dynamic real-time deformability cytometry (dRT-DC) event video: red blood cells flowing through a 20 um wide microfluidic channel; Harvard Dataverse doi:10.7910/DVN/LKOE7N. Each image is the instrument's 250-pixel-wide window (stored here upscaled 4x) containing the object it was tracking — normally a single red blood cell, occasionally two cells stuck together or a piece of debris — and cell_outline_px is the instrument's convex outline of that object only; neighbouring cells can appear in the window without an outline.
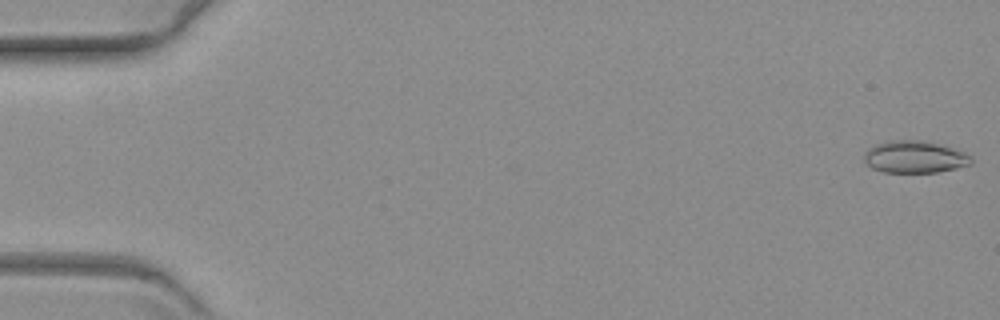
{"species": "common noctule bat (a hibernating species)", "species_latin": "Nyctalus noctula", "temperature_condition": "warm", "stored_images_in_passage": 60, "camera_frame_rate_fps": 3000, "um_per_image_px": 0.085, "animal": {"sex": "female", "body_mass_g": 19.3, "forearm_length_mm": 54.1}, "frame": {"image": 1, "passage_image": 1, "time_ms": 0.0, "image_size_px": [1000, 320], "cell_outline_px": [[972, 164], [956, 168], [936, 172], [884, 172], [872, 168], [864, 160], [864, 152], [868, 148], [876, 144], [888, 140], [928, 140], [964, 152], [972, 156]], "centroid_in_image_um": [77.75, 13.32], "position_along_channel_um": 7.3, "area_um2": 20.17}}
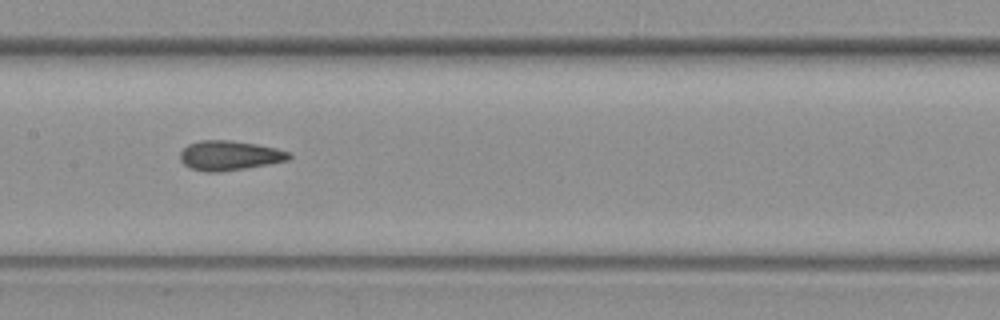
{"frame": {"image": 2, "passage_image": 30, "time_ms": 9.667, "image_size_px": [1000, 320], "cell_outline_px": [[292, 156], [288, 160], [268, 164], [220, 172], [204, 172], [192, 168], [184, 164], [180, 160], [180, 152], [188, 144], [200, 140], [232, 140], [256, 144], [276, 148], [288, 152]], "centroid_in_image_um": [19.48, 13.21], "position_along_channel_um": 187.9, "area_um2": 18.73}}
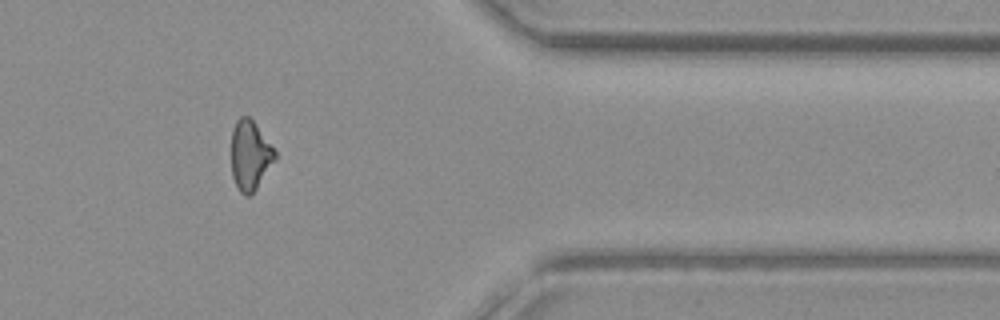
{"frame": {"image": 3, "passage_image": 49, "time_ms": 16.0, "image_size_px": [1000, 320], "cell_outline_px": [[276, 160], [256, 188], [248, 196], [244, 196], [236, 188], [232, 176], [232, 128], [236, 120], [240, 116], [248, 116], [252, 120], [276, 152]], "centroid_in_image_um": [21.24, 13.22], "position_along_channel_um": 390.2, "area_um2": 17.57}}